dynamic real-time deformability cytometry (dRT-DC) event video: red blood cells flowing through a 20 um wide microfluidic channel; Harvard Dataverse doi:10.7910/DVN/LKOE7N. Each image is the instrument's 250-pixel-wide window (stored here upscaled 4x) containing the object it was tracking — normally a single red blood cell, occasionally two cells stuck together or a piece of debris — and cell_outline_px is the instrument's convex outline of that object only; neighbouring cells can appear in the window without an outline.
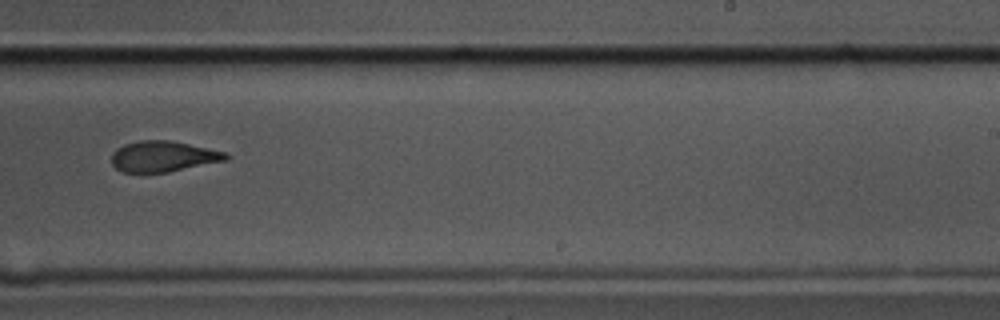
{"species": "common noctule bat (a hibernating species)", "species_latin": "Nyctalus noctula", "temperature_condition": "cold", "stored_images_in_passage": 8, "camera_frame_rate_fps": 3000, "um_per_image_px": 0.085, "animal": {"sex": "male", "body_mass_g": 17.5, "forearm_length_mm": 52.3}, "frame": {"image": 1, "passage_image": 8, "time_ms": 2.333, "image_size_px": [1000, 320], "cell_outline_px": [[232, 156], [228, 160], [168, 172], [120, 172], [112, 164], [112, 152], [116, 148], [124, 144], [140, 140], [168, 140], [228, 152]], "centroid_in_image_um": [13.89, 13.29], "position_along_channel_um": 275.1, "area_um2": 20.63}}